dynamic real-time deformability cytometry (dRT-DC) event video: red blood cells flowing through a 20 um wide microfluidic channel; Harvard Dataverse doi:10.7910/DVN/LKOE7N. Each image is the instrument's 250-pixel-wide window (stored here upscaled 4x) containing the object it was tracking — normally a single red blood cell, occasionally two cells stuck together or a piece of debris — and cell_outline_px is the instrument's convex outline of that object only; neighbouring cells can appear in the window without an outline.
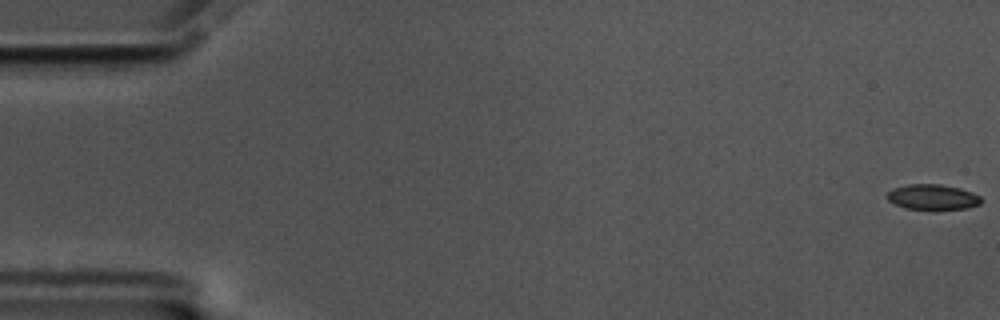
{"species": "common noctule bat (a hibernating species)", "species_latin": "Nyctalus noctula", "temperature_condition": "cold", "stored_images_in_passage": 11, "camera_frame_rate_fps": 3000, "um_per_image_px": 0.085, "animal": {"sex": "male", "body_mass_g": 17.5, "forearm_length_mm": 52.3}, "frame": {"image": 1, "passage_image": 1, "time_ms": 0.0, "image_size_px": [1000, 320], "cell_outline_px": [[984, 200], [980, 204], [968, 208], [936, 212], [932, 212], [904, 208], [888, 200], [884, 196], [892, 188], [908, 184], [940, 184], [960, 188], [972, 192], [980, 196]], "centroid_in_image_um": [79.29, 16.79], "position_along_channel_um": 5.7, "area_um2": 14.74}}